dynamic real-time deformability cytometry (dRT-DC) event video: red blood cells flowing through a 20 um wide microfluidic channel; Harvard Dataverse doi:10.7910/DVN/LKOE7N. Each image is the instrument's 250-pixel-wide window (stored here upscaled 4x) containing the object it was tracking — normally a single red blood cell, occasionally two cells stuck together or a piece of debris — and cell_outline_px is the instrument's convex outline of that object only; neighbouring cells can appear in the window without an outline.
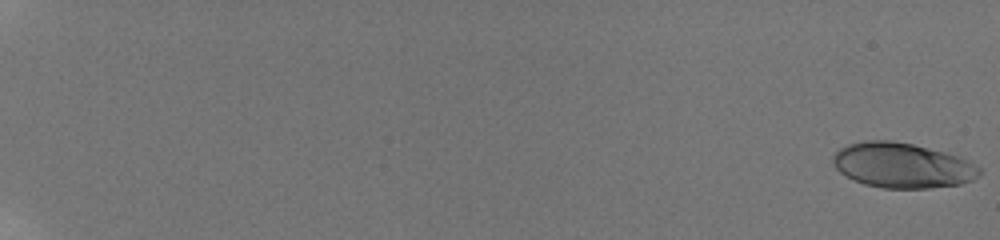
{"species": "human", "species_latin": "Homo sapiens", "temperature_condition": "room temperature", "stored_images_in_passage": 42, "camera_frame_rate_fps": 3000, "um_per_image_px": 0.085, "donor": {"sex": "male"}, "frame": {"image": 1, "passage_image": 1, "time_ms": 0.0, "image_size_px": [1000, 240], "cell_outline_px": [[980, 172], [972, 180], [960, 184], [928, 188], [884, 188], [864, 184], [840, 172], [836, 168], [832, 160], [832, 156], [840, 148], [848, 144], [864, 140], [892, 140], [912, 144], [960, 156], [980, 168]], "centroid_in_image_um": [76.67, 14.05], "position_along_channel_um": 8.3, "area_um2": 38.21}}
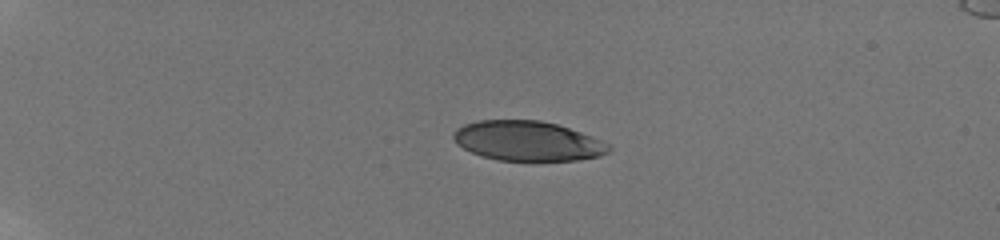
{"frame": {"image": 2, "passage_image": 35, "time_ms": 5.333, "image_size_px": [1000, 240], "cell_outline_px": [[612, 148], [608, 152], [600, 156], [576, 160], [500, 160], [480, 156], [456, 144], [452, 136], [452, 132], [456, 128], [464, 124], [476, 120], [540, 120], [556, 124], [592, 136], [612, 144]], "centroid_in_image_um": [44.84, 11.97], "position_along_channel_um": 40.2, "area_um2": 36.13}}